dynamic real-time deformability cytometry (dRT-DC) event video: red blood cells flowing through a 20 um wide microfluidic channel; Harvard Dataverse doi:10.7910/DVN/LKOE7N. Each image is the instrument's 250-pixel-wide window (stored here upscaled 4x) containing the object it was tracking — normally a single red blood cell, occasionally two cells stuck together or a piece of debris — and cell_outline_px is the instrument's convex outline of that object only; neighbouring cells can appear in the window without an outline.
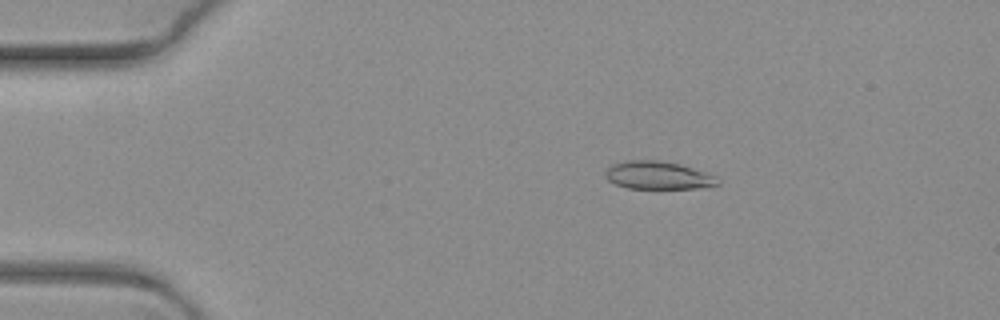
{"species": "common noctule bat (a hibernating species)", "species_latin": "Nyctalus noctula", "temperature_condition": "warm", "stored_images_in_passage": 5, "camera_frame_rate_fps": 3000, "um_per_image_px": 0.085, "animal": {"sex": "female", "body_mass_g": 19.3, "forearm_length_mm": 54.1}, "frame": {"image": 1, "passage_image": 3, "time_ms": 0.667, "image_size_px": [1000, 320], "cell_outline_px": [[720, 184], [708, 188], [628, 188], [616, 184], [608, 180], [604, 176], [604, 172], [612, 164], [628, 160], [660, 160], [680, 164], [716, 176], [720, 180]], "centroid_in_image_um": [55.95, 14.9], "position_along_channel_um": 29.0, "area_um2": 18.38}}